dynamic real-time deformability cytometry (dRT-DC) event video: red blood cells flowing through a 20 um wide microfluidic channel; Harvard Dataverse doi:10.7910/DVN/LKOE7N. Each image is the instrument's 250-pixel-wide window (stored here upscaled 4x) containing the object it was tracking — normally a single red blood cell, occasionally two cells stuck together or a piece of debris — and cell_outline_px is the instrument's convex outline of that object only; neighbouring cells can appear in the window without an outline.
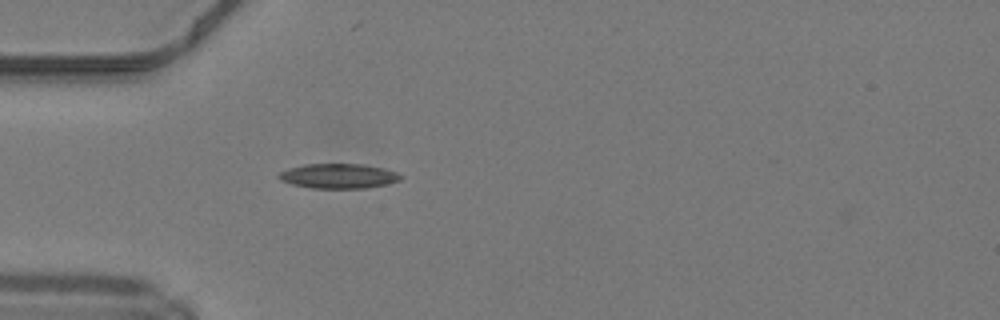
{"species": "common noctule bat (a hibernating species)", "species_latin": "Nyctalus noctula", "temperature_condition": "warm", "stored_images_in_passage": 35, "camera_frame_rate_fps": 3000, "um_per_image_px": 0.085, "animal": {"sex": "male", "body_mass_g": 19.2, "forearm_length_mm": 51.8}, "frame": {"image": 1, "passage_image": 1, "time_ms": 0.0, "image_size_px": [1000, 320], "cell_outline_px": [[404, 176], [400, 180], [384, 184], [364, 188], [312, 188], [292, 184], [280, 180], [276, 176], [280, 172], [288, 168], [304, 164], [364, 164], [384, 168], [396, 172]], "centroid_in_image_um": [28.75, 14.95], "position_along_channel_um": 56.2, "area_um2": 17.57}}
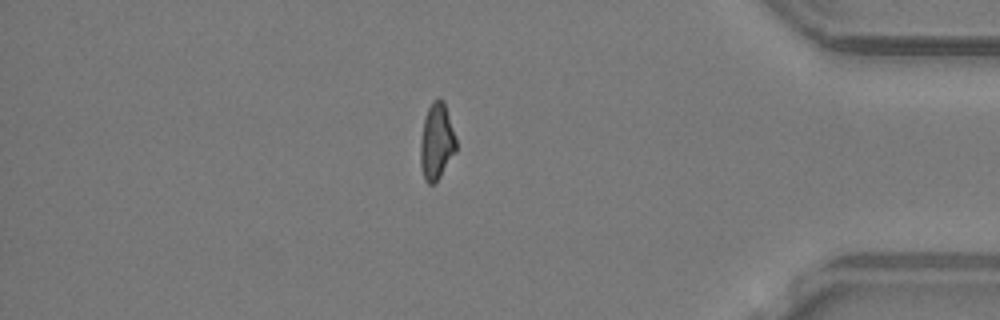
{"frame": {"image": 2, "passage_image": 28, "time_ms": 9.0, "image_size_px": [1000, 320], "cell_outline_px": [[456, 152], [440, 176], [432, 184], [428, 184], [424, 180], [420, 164], [420, 140], [424, 120], [428, 108], [432, 100], [444, 100], [456, 140]], "centroid_in_image_um": [37.1, 12.05], "position_along_channel_um": 398.1, "area_um2": 15.78}}
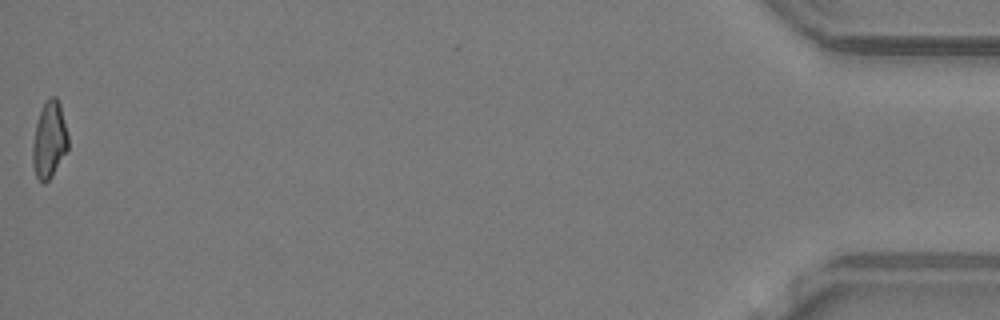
{"frame": {"image": 3, "passage_image": 35, "time_ms": 11.333, "image_size_px": [1000, 320], "cell_outline_px": [[68, 152], [52, 176], [44, 184], [36, 176], [32, 164], [32, 144], [36, 124], [40, 112], [44, 104], [52, 96], [56, 96], [60, 104], [68, 136]], "centroid_in_image_um": [4.2, 11.94], "position_along_channel_um": 431.0, "area_um2": 15.9}, "authors_computed_cell_mechanics": {"area_um2": 16.2996, "velocity_mm_per_s": 4.2478, "shape_relaxation_time_tau1_ms": null, "shape_relaxation_time_tau2_ms": 7.0974, "deformation_change_tau1": null, "deformation_change_tau2": 0.1374}}